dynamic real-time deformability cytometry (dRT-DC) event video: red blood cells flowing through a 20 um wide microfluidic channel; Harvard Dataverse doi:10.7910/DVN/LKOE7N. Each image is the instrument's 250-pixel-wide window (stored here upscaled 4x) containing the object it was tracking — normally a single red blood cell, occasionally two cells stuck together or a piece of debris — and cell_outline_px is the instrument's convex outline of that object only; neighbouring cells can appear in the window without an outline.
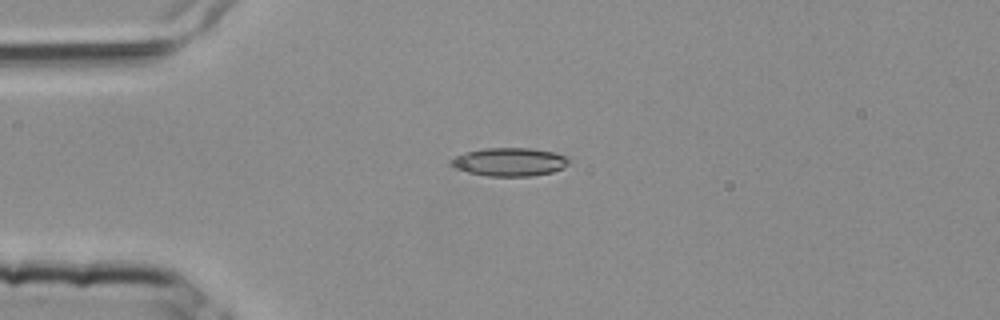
{"species": "common noctule bat (a hibernating species)", "species_latin": "Nyctalus noctula", "temperature_condition": "room temperature", "stored_images_in_passage": 3, "camera_frame_rate_fps": 3000, "um_per_image_px": 0.085, "animal": {"sex": "female", "body_mass_g": 25.1}, "frame": {"image": 1, "passage_image": 3, "time_ms": 0.667, "image_size_px": [1000, 320], "cell_outline_px": [[572, 160], [568, 164], [552, 172], [532, 176], [488, 176], [468, 172], [452, 168], [448, 164], [448, 160], [464, 152], [484, 148], [528, 148], [556, 152]], "centroid_in_image_um": [43.25, 13.76], "position_along_channel_um": 41.7, "area_um2": 19.65}}